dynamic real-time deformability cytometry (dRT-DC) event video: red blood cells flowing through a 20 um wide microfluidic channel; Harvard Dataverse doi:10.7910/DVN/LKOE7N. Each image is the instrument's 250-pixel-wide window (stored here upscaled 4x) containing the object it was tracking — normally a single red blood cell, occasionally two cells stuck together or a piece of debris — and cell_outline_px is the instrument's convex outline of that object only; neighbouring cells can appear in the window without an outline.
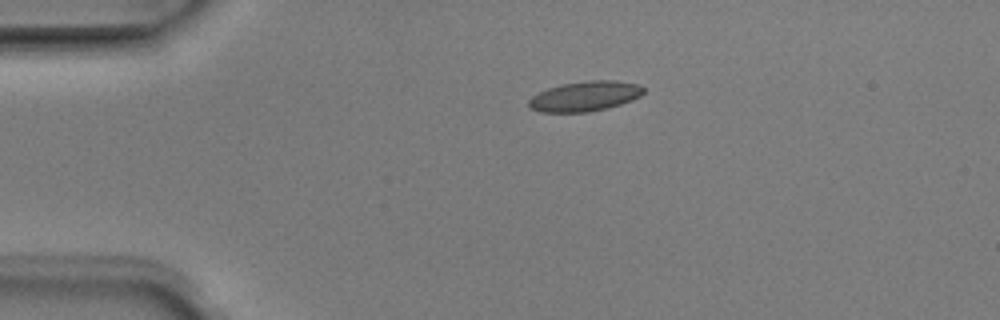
{"species": "Egyptian fruit bat (a non-hibernating species)", "species_latin": "Rousettus aegyptiacus", "temperature_condition": "room temperature", "stored_images_in_passage": 2, "camera_frame_rate_fps": 3000, "um_per_image_px": 0.085, "animal": {"sex": "male"}, "frame": {"image": 1, "passage_image": 1, "time_ms": 0.0, "image_size_px": [1000, 320], "cell_outline_px": [[644, 92], [640, 96], [632, 100], [608, 108], [588, 112], [540, 112], [532, 108], [528, 104], [528, 100], [532, 96], [548, 88], [560, 84], [588, 80], [616, 80], [640, 84], [644, 88]], "centroid_in_image_um": [49.74, 8.17], "position_along_channel_um": 35.3, "area_um2": 20.17}}